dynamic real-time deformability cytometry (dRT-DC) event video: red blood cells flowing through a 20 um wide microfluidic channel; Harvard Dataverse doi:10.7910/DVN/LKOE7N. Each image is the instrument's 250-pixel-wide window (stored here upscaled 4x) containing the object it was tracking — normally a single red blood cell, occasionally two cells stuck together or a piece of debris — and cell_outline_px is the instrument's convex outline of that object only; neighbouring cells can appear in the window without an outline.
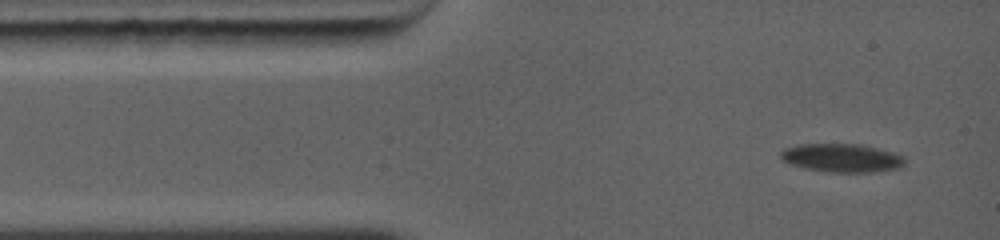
{"species": "common noctule bat (a hibernating species)", "species_latin": "Nyctalus noctula", "temperature_condition": "warm", "stored_images_in_passage": 35, "camera_frame_rate_fps": 5000, "um_per_image_px": 0.085, "animal": {"sex": "female", "body_mass_g": 19.0, "forearm_length_mm": 56.7}, "frame": {"image": 1, "passage_image": 1, "time_ms": 0.0, "image_size_px": [1000, 240], "cell_outline_px": [[904, 164], [896, 168], [876, 172], [828, 172], [804, 168], [788, 164], [780, 160], [780, 152], [784, 148], [800, 144], [860, 144], [896, 152], [904, 156]], "centroid_in_image_um": [71.52, 13.42], "position_along_channel_um": 13.5, "area_um2": 20.81}}
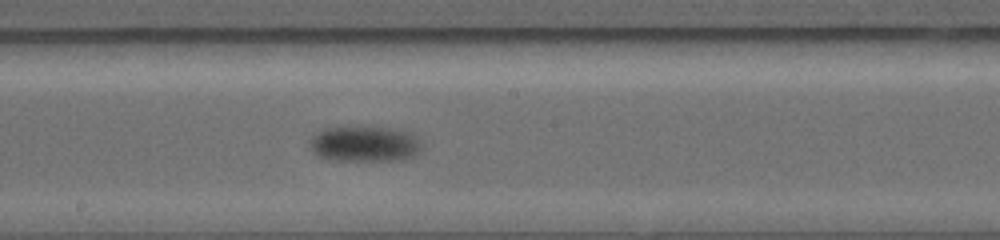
{"frame": {"image": 2, "passage_image": 14, "time_ms": 6.2, "image_size_px": [1000, 240], "cell_outline_px": [[420, 152], [404, 160], [324, 160], [316, 156], [312, 152], [312, 140], [316, 136], [324, 132], [340, 128], [364, 128], [396, 132], [408, 136], [420, 148]], "centroid_in_image_um": [30.89, 12.34], "position_along_channel_um": 217.3, "area_um2": 21.15}}
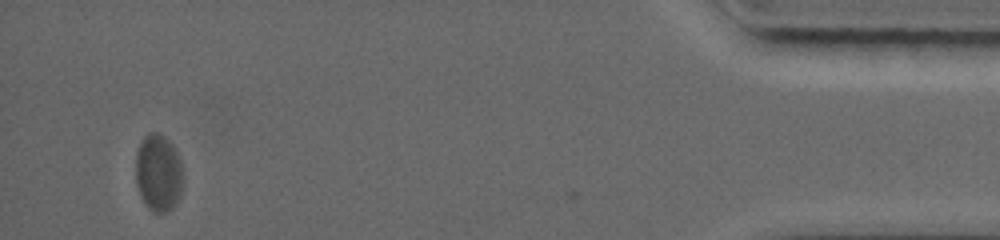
{"frame": {"image": 3, "passage_image": 31, "time_ms": 13.6, "image_size_px": [1000, 240], "cell_outline_px": [[184, 176], [180, 196], [172, 208], [168, 212], [156, 212], [144, 200], [136, 184], [136, 152], [144, 136], [152, 132], [164, 136], [176, 148], [180, 156], [184, 172]], "centroid_in_image_um": [13.51, 14.65], "position_along_channel_um": 421.7, "area_um2": 21.33}}